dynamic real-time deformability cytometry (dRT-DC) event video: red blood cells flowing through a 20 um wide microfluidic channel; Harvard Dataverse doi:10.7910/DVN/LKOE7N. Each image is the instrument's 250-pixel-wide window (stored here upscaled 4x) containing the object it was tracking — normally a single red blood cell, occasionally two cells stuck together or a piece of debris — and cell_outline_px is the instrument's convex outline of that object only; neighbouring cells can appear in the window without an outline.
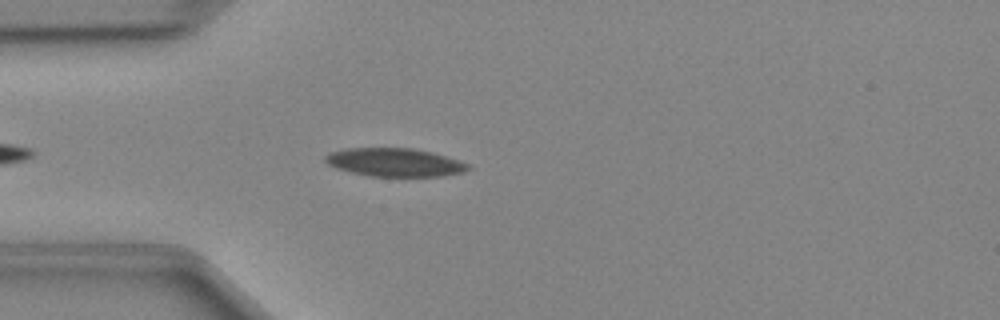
{"species": "Egyptian fruit bat (a non-hibernating species)", "species_latin": "Rousettus aegyptiacus", "temperature_condition": "cold", "stored_images_in_passage": 26, "camera_frame_rate_fps": 3000, "um_per_image_px": 0.085, "animal": {"sex": "female"}, "frame": {"image": 1, "passage_image": 5, "time_ms": 1.333, "image_size_px": [1000, 320], "cell_outline_px": [[472, 168], [464, 172], [440, 176], [372, 176], [352, 172], [336, 168], [328, 164], [324, 160], [324, 156], [332, 152], [348, 148], [412, 148], [432, 152], [460, 160], [468, 164]], "centroid_in_image_um": [33.58, 13.79], "position_along_channel_um": 51.4, "area_um2": 23.47}}
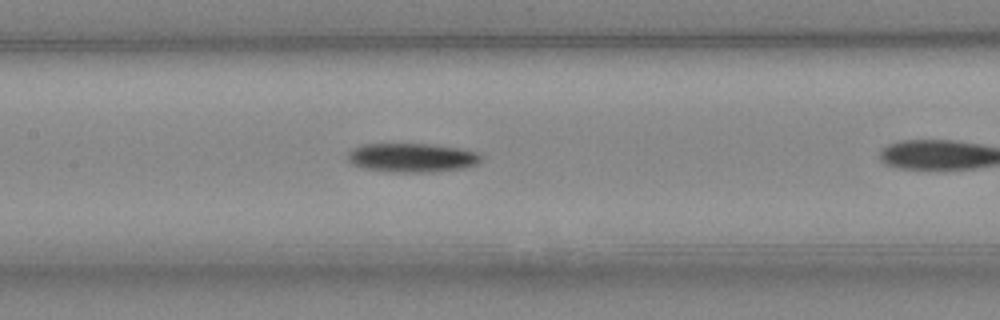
{"frame": {"image": 2, "passage_image": 11, "time_ms": 3.333, "image_size_px": [1000, 320], "cell_outline_px": [[484, 156], [476, 164], [464, 168], [440, 172], [388, 172], [364, 168], [352, 164], [348, 160], [348, 152], [352, 148], [364, 144], [432, 144], [460, 148], [476, 152]], "centroid_in_image_um": [35.03, 13.41], "position_along_channel_um": 172.4, "area_um2": 22.77}}
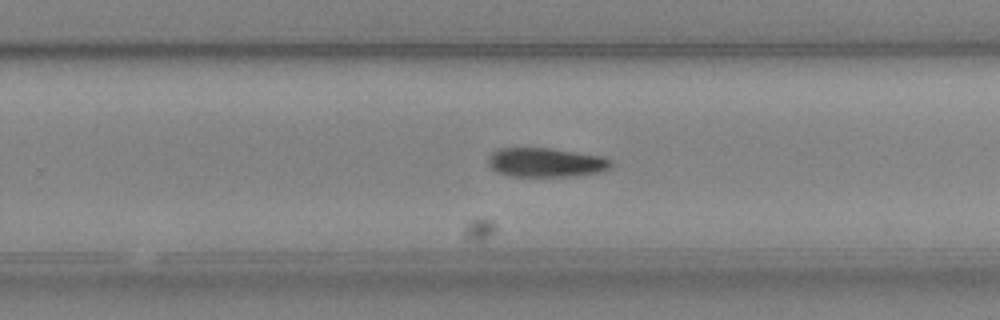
{"frame": {"image": 3, "passage_image": 19, "time_ms": 6.0, "image_size_px": [1000, 320], "cell_outline_px": [[612, 168], [600, 172], [572, 176], [508, 176], [496, 172], [488, 164], [488, 160], [492, 152], [500, 148], [552, 148], [604, 156], [612, 160]], "centroid_in_image_um": [46.43, 13.8], "position_along_channel_um": 283.4, "area_um2": 21.1}}